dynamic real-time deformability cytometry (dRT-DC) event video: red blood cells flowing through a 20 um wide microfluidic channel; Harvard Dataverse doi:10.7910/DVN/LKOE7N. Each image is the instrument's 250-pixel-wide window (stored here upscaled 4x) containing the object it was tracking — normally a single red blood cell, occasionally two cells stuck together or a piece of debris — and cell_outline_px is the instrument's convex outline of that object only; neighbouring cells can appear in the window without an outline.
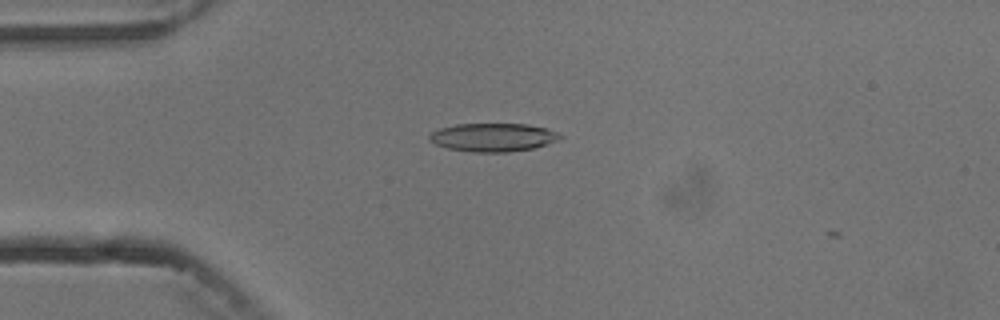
{"species": "common noctule bat (a hibernating species)", "species_latin": "Nyctalus noctula", "temperature_condition": "cold", "stored_images_in_passage": 8, "camera_frame_rate_fps": 3000, "um_per_image_px": 0.085, "animal": {"sex": "male", "body_mass_g": 13.3}, "frame": {"image": 1, "passage_image": 4, "time_ms": 4.333, "image_size_px": [1000, 320], "cell_outline_px": [[564, 136], [556, 140], [532, 148], [508, 152], [472, 152], [448, 148], [436, 144], [428, 140], [428, 136], [432, 132], [440, 128], [456, 124], [528, 124], [544, 128], [556, 132]], "centroid_in_image_um": [41.86, 11.67], "position_along_channel_um": 43.1, "area_um2": 21.33}}
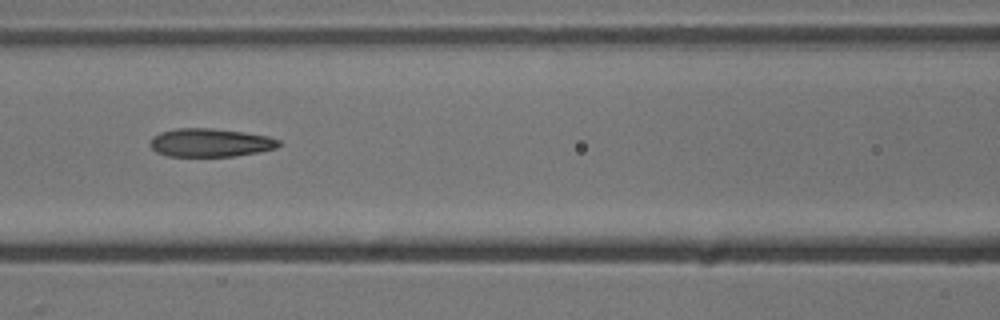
{"frame": {"image": 2, "passage_image": 7, "time_ms": 7.667, "image_size_px": [1000, 320], "cell_outline_px": [[280, 144], [276, 148], [256, 152], [232, 156], [168, 156], [156, 152], [148, 144], [152, 136], [160, 132], [176, 128], [212, 128], [268, 136], [280, 140]], "centroid_in_image_um": [17.81, 12.12], "position_along_channel_um": 148.8, "area_um2": 21.15}}
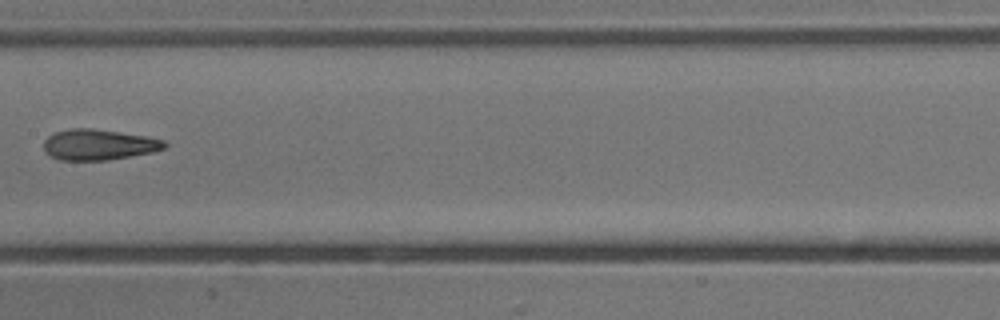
{"frame": {"image": 3, "passage_image": 8, "time_ms": 9.0, "image_size_px": [1000, 320], "cell_outline_px": [[168, 144], [164, 148], [152, 152], [108, 160], [60, 160], [44, 152], [44, 140], [52, 132], [72, 128], [92, 128], [148, 136], [164, 140]], "centroid_in_image_um": [8.37, 12.28], "position_along_channel_um": 199.0, "area_um2": 21.73}}